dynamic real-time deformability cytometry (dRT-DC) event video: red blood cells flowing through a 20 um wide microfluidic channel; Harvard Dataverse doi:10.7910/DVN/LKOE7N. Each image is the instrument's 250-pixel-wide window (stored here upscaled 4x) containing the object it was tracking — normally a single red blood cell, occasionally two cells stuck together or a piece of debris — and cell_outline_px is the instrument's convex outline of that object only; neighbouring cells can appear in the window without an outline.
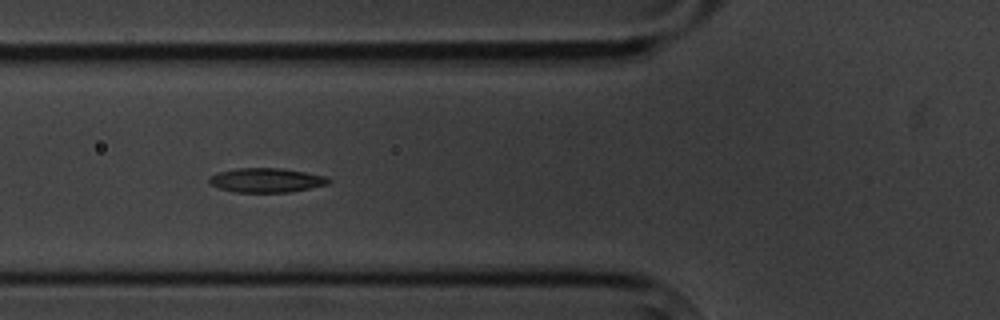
{"species": "common noctule bat (a hibernating species)", "species_latin": "Nyctalus noctula", "temperature_condition": "cold", "stored_images_in_passage": 3, "camera_frame_rate_fps": 3000, "um_per_image_px": 0.085, "animal": {"sex": "male", "body_mass_g": 20.1, "forearm_length_mm": 53.5}, "frame": {"image": 1, "passage_image": 2, "time_ms": 1.333, "image_size_px": [1000, 320], "cell_outline_px": [[332, 180], [328, 184], [288, 192], [236, 192], [220, 188], [212, 184], [208, 180], [208, 176], [216, 172], [236, 168], [280, 168], [304, 172], [324, 176]], "centroid_in_image_um": [22.59, 15.31], "position_along_channel_um": 103.2, "area_um2": 16.76}}
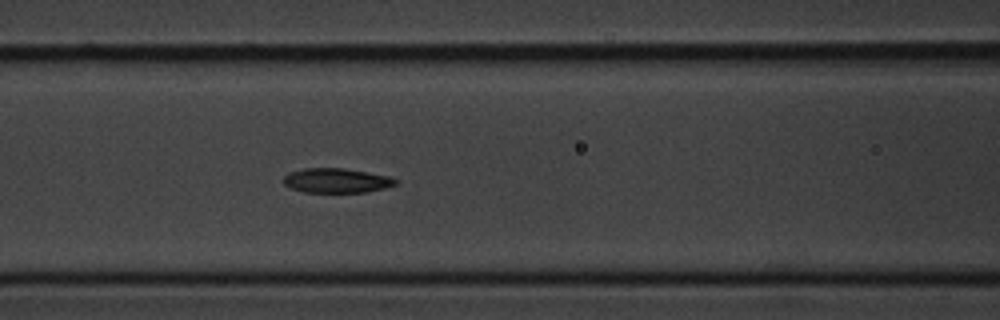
{"frame": {"image": 2, "passage_image": 3, "time_ms": 2.333, "image_size_px": [1000, 320], "cell_outline_px": [[400, 180], [396, 184], [384, 188], [368, 192], [304, 192], [292, 188], [284, 184], [284, 176], [288, 172], [304, 168], [344, 168], [388, 176]], "centroid_in_image_um": [28.61, 15.34], "position_along_channel_um": 138.0, "area_um2": 16.01}}